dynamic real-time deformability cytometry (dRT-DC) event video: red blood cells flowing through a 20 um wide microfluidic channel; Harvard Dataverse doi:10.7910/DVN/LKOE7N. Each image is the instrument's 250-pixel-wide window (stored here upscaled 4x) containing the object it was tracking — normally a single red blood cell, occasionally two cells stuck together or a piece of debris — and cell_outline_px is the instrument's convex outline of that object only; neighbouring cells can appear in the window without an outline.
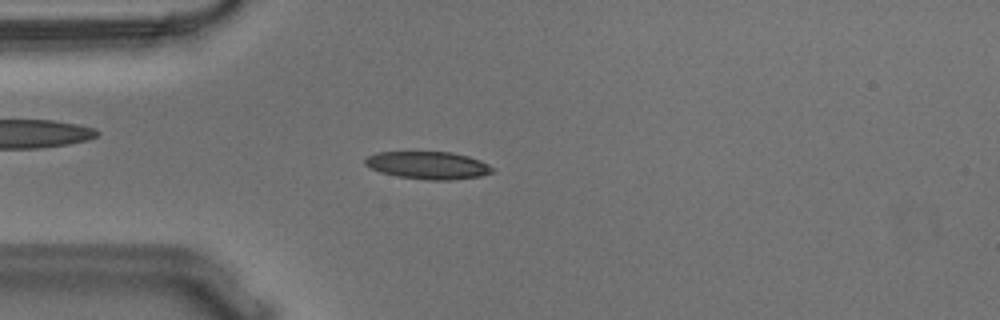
{"species": "Egyptian fruit bat (a non-hibernating species)", "species_latin": "Rousettus aegyptiacus", "temperature_condition": "warm", "stored_images_in_passage": 54, "camera_frame_rate_fps": 3000, "um_per_image_px": 0.085, "animal": {"sex": "male"}, "frame": {"image": 1, "passage_image": 14, "time_ms": 4.333, "image_size_px": [1000, 320], "cell_outline_px": [[496, 168], [492, 172], [480, 176], [452, 180], [428, 180], [396, 176], [380, 172], [364, 164], [364, 160], [368, 156], [376, 152], [452, 152], [468, 156], [480, 160]], "centroid_in_image_um": [36.4, 14.05], "position_along_channel_um": 48.6, "area_um2": 20.52}}
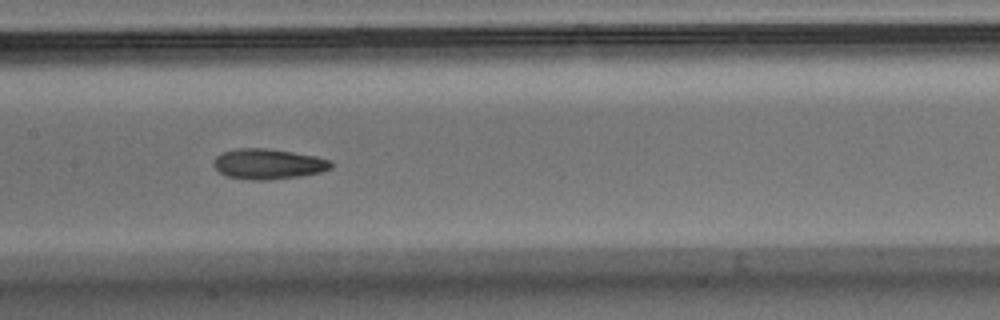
{"frame": {"image": 2, "passage_image": 26, "time_ms": 8.333, "image_size_px": [1000, 320], "cell_outline_px": [[332, 168], [320, 172], [300, 176], [268, 180], [248, 180], [228, 176], [220, 172], [212, 164], [216, 156], [224, 152], [236, 148], [264, 148], [292, 152], [316, 156], [332, 160]], "centroid_in_image_um": [22.81, 13.94], "position_along_channel_um": 184.6, "area_um2": 20.75}}
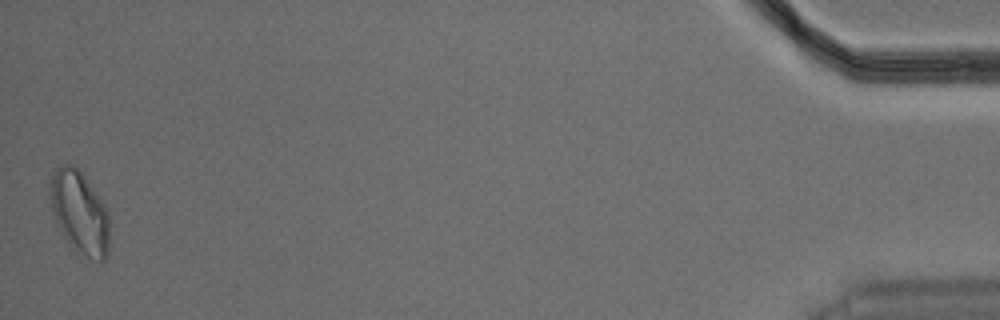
{"frame": {"image": 3, "passage_image": 54, "time_ms": 17.667, "image_size_px": [1000, 320], "cell_outline_px": [[108, 256], [104, 260], [100, 260], [76, 252], [72, 248], [56, 224], [52, 212], [48, 196], [48, 192], [52, 176], [56, 168], [60, 164], [72, 164], [84, 176], [104, 204], [108, 212]], "centroid_in_image_um": [6.73, 18.05], "position_along_channel_um": 428.5, "area_um2": 28.55}, "authors_computed_cell_mechanics": {"area_um2": 20.4034, "velocity_mm_per_s": 3.6333, "shape_relaxation_time_tau1_ms": null, "shape_relaxation_time_tau2_ms": 2.2732, "deformation_change_tau1": null, "deformation_change_tau2": 0.089}}